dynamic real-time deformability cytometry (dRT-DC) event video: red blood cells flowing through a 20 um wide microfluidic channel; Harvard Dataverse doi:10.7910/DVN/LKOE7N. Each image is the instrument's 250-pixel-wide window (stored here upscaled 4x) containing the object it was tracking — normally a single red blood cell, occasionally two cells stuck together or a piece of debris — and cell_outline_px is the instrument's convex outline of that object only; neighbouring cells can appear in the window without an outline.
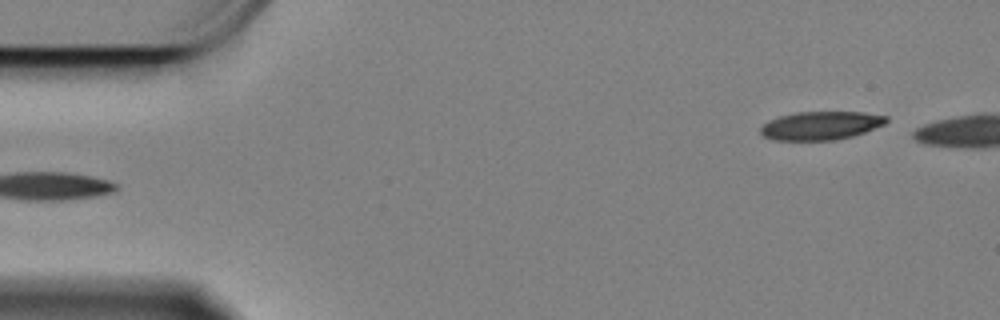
{"species": "Egyptian fruit bat (a non-hibernating species)", "species_latin": "Rousettus aegyptiacus", "temperature_condition": "cold", "stored_images_in_passage": 5, "camera_frame_rate_fps": 3000, "um_per_image_px": 0.085, "animal": {"sex": "female"}, "frame": {"image": 1, "passage_image": 1, "time_ms": 0.0, "image_size_px": [1000, 320], "cell_outline_px": [[888, 120], [884, 124], [864, 132], [852, 136], [836, 140], [772, 140], [764, 136], [760, 132], [760, 128], [768, 120], [780, 116], [796, 112], [864, 112], [888, 116]], "centroid_in_image_um": [69.76, 10.67], "position_along_channel_um": 15.2, "area_um2": 20.81}}